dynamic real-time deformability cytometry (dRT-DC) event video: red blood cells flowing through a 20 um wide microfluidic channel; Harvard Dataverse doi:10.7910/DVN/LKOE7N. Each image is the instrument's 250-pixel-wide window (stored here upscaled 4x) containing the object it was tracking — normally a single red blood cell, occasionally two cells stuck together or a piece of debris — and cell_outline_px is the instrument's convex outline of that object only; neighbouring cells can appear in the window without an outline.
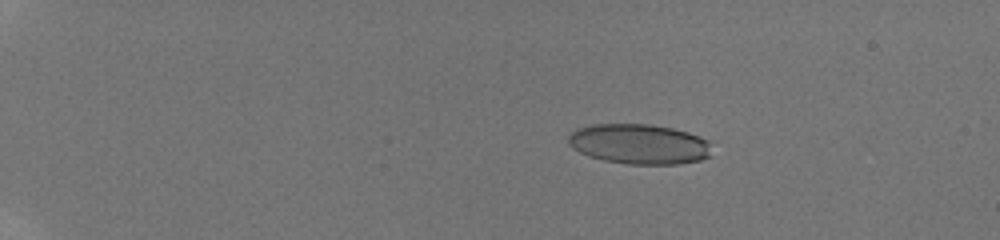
{"species": "human", "species_latin": "Homo sapiens", "temperature_condition": "room temperature", "stored_images_in_passage": 56, "camera_frame_rate_fps": 3000, "um_per_image_px": 0.085, "donor": {"sex": "male"}, "frame": {"image": 1, "passage_image": 4, "time_ms": 0.667, "image_size_px": [1000, 240], "cell_outline_px": [[712, 156], [700, 160], [680, 164], [628, 164], [604, 160], [588, 156], [572, 148], [568, 144], [568, 136], [572, 132], [580, 128], [592, 124], [652, 124], [672, 128], [688, 132], [712, 140]], "centroid_in_image_um": [54.4, 12.25], "position_along_channel_um": 30.6, "area_um2": 33.99}}
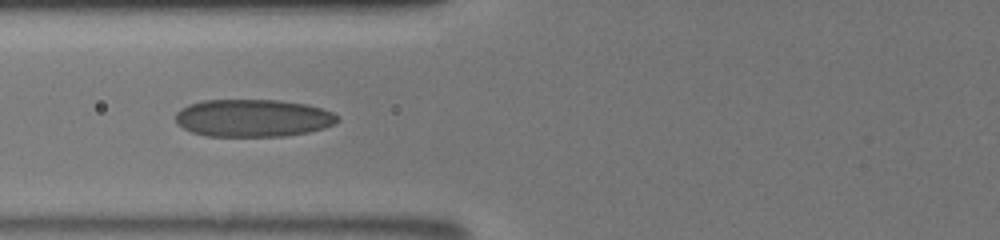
{"frame": {"image": 2, "passage_image": 21, "time_ms": 5.333, "image_size_px": [1000, 240], "cell_outline_px": [[340, 120], [324, 128], [308, 132], [284, 136], [204, 136], [192, 132], [176, 124], [176, 112], [180, 108], [188, 104], [204, 100], [280, 100], [304, 104], [320, 108], [332, 112]], "centroid_in_image_um": [21.46, 10.03], "position_along_channel_um": 104.3, "area_um2": 35.43}}
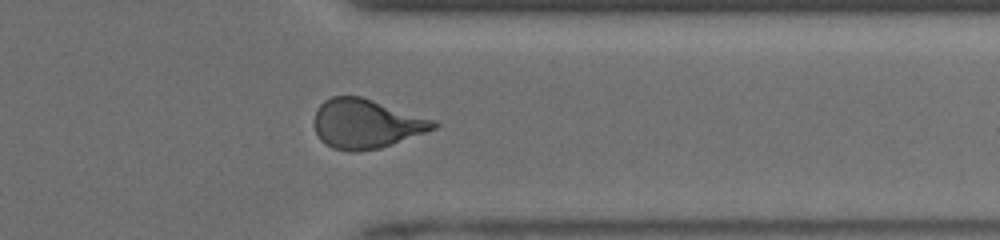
{"frame": {"image": 3, "passage_image": 46, "time_ms": 12.0, "image_size_px": [1000, 240], "cell_outline_px": [[440, 124], [436, 128], [380, 148], [356, 152], [348, 152], [332, 148], [324, 144], [320, 140], [316, 132], [312, 120], [316, 108], [324, 100], [332, 96], [360, 96], [436, 120]], "centroid_in_image_um": [31.07, 10.52], "position_along_channel_um": 380.3, "area_um2": 34.51}, "authors_computed_cell_mechanics": {"area_um2": 34.3043, "velocity_mm_per_s": 4.1411, "shape_relaxation_time_tau1_ms": 8.6313, "shape_relaxation_time_tau2_ms": 0.987, "deformation_change_tau1": 0.2577, "deformation_change_tau2": 0.0865}}